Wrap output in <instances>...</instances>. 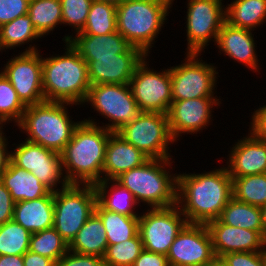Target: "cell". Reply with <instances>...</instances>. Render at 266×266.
Listing matches in <instances>:
<instances>
[{
    "label": "cell",
    "mask_w": 266,
    "mask_h": 266,
    "mask_svg": "<svg viewBox=\"0 0 266 266\" xmlns=\"http://www.w3.org/2000/svg\"><path fill=\"white\" fill-rule=\"evenodd\" d=\"M41 37L29 15L25 14L0 26V52L22 47L21 45L29 44L28 42L33 43Z\"/></svg>",
    "instance_id": "4dcf8cb0"
},
{
    "label": "cell",
    "mask_w": 266,
    "mask_h": 266,
    "mask_svg": "<svg viewBox=\"0 0 266 266\" xmlns=\"http://www.w3.org/2000/svg\"><path fill=\"white\" fill-rule=\"evenodd\" d=\"M94 120H81L61 153L63 173L69 184L95 185L102 180L105 148L113 132Z\"/></svg>",
    "instance_id": "7a4b0ae2"
},
{
    "label": "cell",
    "mask_w": 266,
    "mask_h": 266,
    "mask_svg": "<svg viewBox=\"0 0 266 266\" xmlns=\"http://www.w3.org/2000/svg\"><path fill=\"white\" fill-rule=\"evenodd\" d=\"M174 0H125L117 5V31L149 56ZM170 8V9H169Z\"/></svg>",
    "instance_id": "8992f818"
},
{
    "label": "cell",
    "mask_w": 266,
    "mask_h": 266,
    "mask_svg": "<svg viewBox=\"0 0 266 266\" xmlns=\"http://www.w3.org/2000/svg\"><path fill=\"white\" fill-rule=\"evenodd\" d=\"M0 180L15 203L38 199L51 192L33 173L15 166L12 162L0 174Z\"/></svg>",
    "instance_id": "d4e9b609"
},
{
    "label": "cell",
    "mask_w": 266,
    "mask_h": 266,
    "mask_svg": "<svg viewBox=\"0 0 266 266\" xmlns=\"http://www.w3.org/2000/svg\"><path fill=\"white\" fill-rule=\"evenodd\" d=\"M231 198L232 178L227 167L177 174V205L189 224L219 219Z\"/></svg>",
    "instance_id": "6da1fadb"
},
{
    "label": "cell",
    "mask_w": 266,
    "mask_h": 266,
    "mask_svg": "<svg viewBox=\"0 0 266 266\" xmlns=\"http://www.w3.org/2000/svg\"><path fill=\"white\" fill-rule=\"evenodd\" d=\"M14 206L11 194L0 180V225L13 219Z\"/></svg>",
    "instance_id": "7bdbcfd3"
},
{
    "label": "cell",
    "mask_w": 266,
    "mask_h": 266,
    "mask_svg": "<svg viewBox=\"0 0 266 266\" xmlns=\"http://www.w3.org/2000/svg\"><path fill=\"white\" fill-rule=\"evenodd\" d=\"M216 257L230 252H264L266 242L258 231L233 227L220 219L206 224Z\"/></svg>",
    "instance_id": "ac0fdd59"
},
{
    "label": "cell",
    "mask_w": 266,
    "mask_h": 266,
    "mask_svg": "<svg viewBox=\"0 0 266 266\" xmlns=\"http://www.w3.org/2000/svg\"><path fill=\"white\" fill-rule=\"evenodd\" d=\"M232 178V197L240 202L266 205V173Z\"/></svg>",
    "instance_id": "836d02e7"
},
{
    "label": "cell",
    "mask_w": 266,
    "mask_h": 266,
    "mask_svg": "<svg viewBox=\"0 0 266 266\" xmlns=\"http://www.w3.org/2000/svg\"><path fill=\"white\" fill-rule=\"evenodd\" d=\"M125 141L141 150L150 159H170L172 137L167 114L141 112L117 132ZM170 145V146H168Z\"/></svg>",
    "instance_id": "ba28073f"
},
{
    "label": "cell",
    "mask_w": 266,
    "mask_h": 266,
    "mask_svg": "<svg viewBox=\"0 0 266 266\" xmlns=\"http://www.w3.org/2000/svg\"><path fill=\"white\" fill-rule=\"evenodd\" d=\"M69 250V245L54 229L31 234L29 251L52 259L55 263Z\"/></svg>",
    "instance_id": "e575fe53"
},
{
    "label": "cell",
    "mask_w": 266,
    "mask_h": 266,
    "mask_svg": "<svg viewBox=\"0 0 266 266\" xmlns=\"http://www.w3.org/2000/svg\"><path fill=\"white\" fill-rule=\"evenodd\" d=\"M200 55L187 53L184 63L170 67L172 101L214 97L219 72L214 64L198 58Z\"/></svg>",
    "instance_id": "30bf717a"
},
{
    "label": "cell",
    "mask_w": 266,
    "mask_h": 266,
    "mask_svg": "<svg viewBox=\"0 0 266 266\" xmlns=\"http://www.w3.org/2000/svg\"><path fill=\"white\" fill-rule=\"evenodd\" d=\"M98 1H104V2H108V3H112V4L117 6L121 3H123L125 0H98Z\"/></svg>",
    "instance_id": "816d5d0a"
},
{
    "label": "cell",
    "mask_w": 266,
    "mask_h": 266,
    "mask_svg": "<svg viewBox=\"0 0 266 266\" xmlns=\"http://www.w3.org/2000/svg\"><path fill=\"white\" fill-rule=\"evenodd\" d=\"M250 128L258 138L266 141V105L256 109L251 115Z\"/></svg>",
    "instance_id": "ee69618b"
},
{
    "label": "cell",
    "mask_w": 266,
    "mask_h": 266,
    "mask_svg": "<svg viewBox=\"0 0 266 266\" xmlns=\"http://www.w3.org/2000/svg\"><path fill=\"white\" fill-rule=\"evenodd\" d=\"M142 250L143 243L139 233L130 240L108 245L103 257L105 266H132Z\"/></svg>",
    "instance_id": "74e56055"
},
{
    "label": "cell",
    "mask_w": 266,
    "mask_h": 266,
    "mask_svg": "<svg viewBox=\"0 0 266 266\" xmlns=\"http://www.w3.org/2000/svg\"><path fill=\"white\" fill-rule=\"evenodd\" d=\"M65 43L60 56L42 57V87L45 101L83 106L89 93L90 81L85 60Z\"/></svg>",
    "instance_id": "3957f363"
},
{
    "label": "cell",
    "mask_w": 266,
    "mask_h": 266,
    "mask_svg": "<svg viewBox=\"0 0 266 266\" xmlns=\"http://www.w3.org/2000/svg\"><path fill=\"white\" fill-rule=\"evenodd\" d=\"M56 266H105L104 259L93 255H84L68 250Z\"/></svg>",
    "instance_id": "b9f144b4"
},
{
    "label": "cell",
    "mask_w": 266,
    "mask_h": 266,
    "mask_svg": "<svg viewBox=\"0 0 266 266\" xmlns=\"http://www.w3.org/2000/svg\"><path fill=\"white\" fill-rule=\"evenodd\" d=\"M170 266H202L216 256L206 224H187L166 255Z\"/></svg>",
    "instance_id": "2e32d148"
},
{
    "label": "cell",
    "mask_w": 266,
    "mask_h": 266,
    "mask_svg": "<svg viewBox=\"0 0 266 266\" xmlns=\"http://www.w3.org/2000/svg\"><path fill=\"white\" fill-rule=\"evenodd\" d=\"M221 259L226 266H266L264 252H230Z\"/></svg>",
    "instance_id": "ab89813d"
},
{
    "label": "cell",
    "mask_w": 266,
    "mask_h": 266,
    "mask_svg": "<svg viewBox=\"0 0 266 266\" xmlns=\"http://www.w3.org/2000/svg\"><path fill=\"white\" fill-rule=\"evenodd\" d=\"M225 7L226 22L232 26L249 29L266 23V0H234Z\"/></svg>",
    "instance_id": "83f0119b"
},
{
    "label": "cell",
    "mask_w": 266,
    "mask_h": 266,
    "mask_svg": "<svg viewBox=\"0 0 266 266\" xmlns=\"http://www.w3.org/2000/svg\"><path fill=\"white\" fill-rule=\"evenodd\" d=\"M148 57L136 66L130 80L133 97L141 112L168 114L172 104L170 67L162 72L150 69Z\"/></svg>",
    "instance_id": "5bb4252c"
},
{
    "label": "cell",
    "mask_w": 266,
    "mask_h": 266,
    "mask_svg": "<svg viewBox=\"0 0 266 266\" xmlns=\"http://www.w3.org/2000/svg\"><path fill=\"white\" fill-rule=\"evenodd\" d=\"M13 220L31 234L54 226V192L47 196L16 202Z\"/></svg>",
    "instance_id": "cb8c5ba5"
},
{
    "label": "cell",
    "mask_w": 266,
    "mask_h": 266,
    "mask_svg": "<svg viewBox=\"0 0 266 266\" xmlns=\"http://www.w3.org/2000/svg\"><path fill=\"white\" fill-rule=\"evenodd\" d=\"M107 235L103 222L94 213L77 232L69 244V250L84 255L104 257L107 250Z\"/></svg>",
    "instance_id": "484cf974"
},
{
    "label": "cell",
    "mask_w": 266,
    "mask_h": 266,
    "mask_svg": "<svg viewBox=\"0 0 266 266\" xmlns=\"http://www.w3.org/2000/svg\"><path fill=\"white\" fill-rule=\"evenodd\" d=\"M23 263L24 266H56V263L52 259L29 250L23 255Z\"/></svg>",
    "instance_id": "bcb514c9"
},
{
    "label": "cell",
    "mask_w": 266,
    "mask_h": 266,
    "mask_svg": "<svg viewBox=\"0 0 266 266\" xmlns=\"http://www.w3.org/2000/svg\"><path fill=\"white\" fill-rule=\"evenodd\" d=\"M21 54L8 59L0 70L10 81L25 106L45 101L42 87V55L38 47L29 44Z\"/></svg>",
    "instance_id": "7c38bea8"
},
{
    "label": "cell",
    "mask_w": 266,
    "mask_h": 266,
    "mask_svg": "<svg viewBox=\"0 0 266 266\" xmlns=\"http://www.w3.org/2000/svg\"><path fill=\"white\" fill-rule=\"evenodd\" d=\"M25 109L26 106L18 98L10 81L0 72V119L5 124L14 121V124L17 125Z\"/></svg>",
    "instance_id": "8d00e7d4"
},
{
    "label": "cell",
    "mask_w": 266,
    "mask_h": 266,
    "mask_svg": "<svg viewBox=\"0 0 266 266\" xmlns=\"http://www.w3.org/2000/svg\"><path fill=\"white\" fill-rule=\"evenodd\" d=\"M93 0H60L62 24L74 28V33L83 30Z\"/></svg>",
    "instance_id": "f35d334b"
},
{
    "label": "cell",
    "mask_w": 266,
    "mask_h": 266,
    "mask_svg": "<svg viewBox=\"0 0 266 266\" xmlns=\"http://www.w3.org/2000/svg\"><path fill=\"white\" fill-rule=\"evenodd\" d=\"M96 203L97 193L94 185L68 184L54 192L53 228L68 245L95 213Z\"/></svg>",
    "instance_id": "52a82bcc"
},
{
    "label": "cell",
    "mask_w": 266,
    "mask_h": 266,
    "mask_svg": "<svg viewBox=\"0 0 266 266\" xmlns=\"http://www.w3.org/2000/svg\"><path fill=\"white\" fill-rule=\"evenodd\" d=\"M219 219L224 224L258 231L263 236L261 207L240 202L232 197Z\"/></svg>",
    "instance_id": "f546056e"
},
{
    "label": "cell",
    "mask_w": 266,
    "mask_h": 266,
    "mask_svg": "<svg viewBox=\"0 0 266 266\" xmlns=\"http://www.w3.org/2000/svg\"><path fill=\"white\" fill-rule=\"evenodd\" d=\"M4 135L5 133L2 131L0 133V174L9 166V163L11 162V152L8 151V139Z\"/></svg>",
    "instance_id": "7dc6e473"
},
{
    "label": "cell",
    "mask_w": 266,
    "mask_h": 266,
    "mask_svg": "<svg viewBox=\"0 0 266 266\" xmlns=\"http://www.w3.org/2000/svg\"><path fill=\"white\" fill-rule=\"evenodd\" d=\"M94 186L97 193V202L104 209L130 217H139L140 214L135 211L136 205L139 206V204L133 194L118 182L115 180H101Z\"/></svg>",
    "instance_id": "4316f807"
},
{
    "label": "cell",
    "mask_w": 266,
    "mask_h": 266,
    "mask_svg": "<svg viewBox=\"0 0 266 266\" xmlns=\"http://www.w3.org/2000/svg\"><path fill=\"white\" fill-rule=\"evenodd\" d=\"M170 159H149L142 166L124 172L115 179L128 189L135 200L150 208H165L177 204V174L170 172ZM168 166V167H167Z\"/></svg>",
    "instance_id": "5b68a950"
},
{
    "label": "cell",
    "mask_w": 266,
    "mask_h": 266,
    "mask_svg": "<svg viewBox=\"0 0 266 266\" xmlns=\"http://www.w3.org/2000/svg\"><path fill=\"white\" fill-rule=\"evenodd\" d=\"M202 266H226L221 257H215L210 262L204 263Z\"/></svg>",
    "instance_id": "681fc988"
},
{
    "label": "cell",
    "mask_w": 266,
    "mask_h": 266,
    "mask_svg": "<svg viewBox=\"0 0 266 266\" xmlns=\"http://www.w3.org/2000/svg\"><path fill=\"white\" fill-rule=\"evenodd\" d=\"M69 34L62 41L68 42L82 58L116 57V54L143 53L118 31L104 35Z\"/></svg>",
    "instance_id": "44dd1931"
},
{
    "label": "cell",
    "mask_w": 266,
    "mask_h": 266,
    "mask_svg": "<svg viewBox=\"0 0 266 266\" xmlns=\"http://www.w3.org/2000/svg\"><path fill=\"white\" fill-rule=\"evenodd\" d=\"M187 224L177 204L165 208H148L139 215L143 249L167 255L175 238Z\"/></svg>",
    "instance_id": "4fadbf2b"
},
{
    "label": "cell",
    "mask_w": 266,
    "mask_h": 266,
    "mask_svg": "<svg viewBox=\"0 0 266 266\" xmlns=\"http://www.w3.org/2000/svg\"><path fill=\"white\" fill-rule=\"evenodd\" d=\"M5 126V123L0 119V133L3 131L2 129H4L3 127Z\"/></svg>",
    "instance_id": "f5cc1de1"
},
{
    "label": "cell",
    "mask_w": 266,
    "mask_h": 266,
    "mask_svg": "<svg viewBox=\"0 0 266 266\" xmlns=\"http://www.w3.org/2000/svg\"><path fill=\"white\" fill-rule=\"evenodd\" d=\"M144 53L116 54V57L83 58L88 65L91 86L96 84H129Z\"/></svg>",
    "instance_id": "d6986e66"
},
{
    "label": "cell",
    "mask_w": 266,
    "mask_h": 266,
    "mask_svg": "<svg viewBox=\"0 0 266 266\" xmlns=\"http://www.w3.org/2000/svg\"><path fill=\"white\" fill-rule=\"evenodd\" d=\"M95 213L103 222L107 244H119L134 238L139 233V217H130L104 209L98 202Z\"/></svg>",
    "instance_id": "f1b7e54d"
},
{
    "label": "cell",
    "mask_w": 266,
    "mask_h": 266,
    "mask_svg": "<svg viewBox=\"0 0 266 266\" xmlns=\"http://www.w3.org/2000/svg\"><path fill=\"white\" fill-rule=\"evenodd\" d=\"M249 131L229 151L226 165L231 177L266 173V141Z\"/></svg>",
    "instance_id": "ffe728a7"
},
{
    "label": "cell",
    "mask_w": 266,
    "mask_h": 266,
    "mask_svg": "<svg viewBox=\"0 0 266 266\" xmlns=\"http://www.w3.org/2000/svg\"><path fill=\"white\" fill-rule=\"evenodd\" d=\"M30 0H0V26L28 13Z\"/></svg>",
    "instance_id": "60d3db41"
},
{
    "label": "cell",
    "mask_w": 266,
    "mask_h": 266,
    "mask_svg": "<svg viewBox=\"0 0 266 266\" xmlns=\"http://www.w3.org/2000/svg\"><path fill=\"white\" fill-rule=\"evenodd\" d=\"M31 233L13 219L0 225V255H24Z\"/></svg>",
    "instance_id": "d590c367"
},
{
    "label": "cell",
    "mask_w": 266,
    "mask_h": 266,
    "mask_svg": "<svg viewBox=\"0 0 266 266\" xmlns=\"http://www.w3.org/2000/svg\"><path fill=\"white\" fill-rule=\"evenodd\" d=\"M223 0H188L186 15L187 53L205 52L226 21ZM213 38V39H212Z\"/></svg>",
    "instance_id": "8fae6325"
},
{
    "label": "cell",
    "mask_w": 266,
    "mask_h": 266,
    "mask_svg": "<svg viewBox=\"0 0 266 266\" xmlns=\"http://www.w3.org/2000/svg\"><path fill=\"white\" fill-rule=\"evenodd\" d=\"M68 105L74 104L44 101L26 106L17 127L27 135L25 140L61 154L81 122L70 119Z\"/></svg>",
    "instance_id": "277c9868"
},
{
    "label": "cell",
    "mask_w": 266,
    "mask_h": 266,
    "mask_svg": "<svg viewBox=\"0 0 266 266\" xmlns=\"http://www.w3.org/2000/svg\"><path fill=\"white\" fill-rule=\"evenodd\" d=\"M117 31V7L93 0L83 30L76 34L104 35Z\"/></svg>",
    "instance_id": "d6a6232c"
},
{
    "label": "cell",
    "mask_w": 266,
    "mask_h": 266,
    "mask_svg": "<svg viewBox=\"0 0 266 266\" xmlns=\"http://www.w3.org/2000/svg\"><path fill=\"white\" fill-rule=\"evenodd\" d=\"M264 258H265V263H266V248L264 250Z\"/></svg>",
    "instance_id": "db71d44e"
},
{
    "label": "cell",
    "mask_w": 266,
    "mask_h": 266,
    "mask_svg": "<svg viewBox=\"0 0 266 266\" xmlns=\"http://www.w3.org/2000/svg\"><path fill=\"white\" fill-rule=\"evenodd\" d=\"M261 213H262L263 238L266 242V205L261 207Z\"/></svg>",
    "instance_id": "f907efd6"
},
{
    "label": "cell",
    "mask_w": 266,
    "mask_h": 266,
    "mask_svg": "<svg viewBox=\"0 0 266 266\" xmlns=\"http://www.w3.org/2000/svg\"><path fill=\"white\" fill-rule=\"evenodd\" d=\"M0 266H24L23 255H0Z\"/></svg>",
    "instance_id": "c3c4849f"
},
{
    "label": "cell",
    "mask_w": 266,
    "mask_h": 266,
    "mask_svg": "<svg viewBox=\"0 0 266 266\" xmlns=\"http://www.w3.org/2000/svg\"><path fill=\"white\" fill-rule=\"evenodd\" d=\"M217 98L216 95L215 97L172 101L167 115L170 132L176 142L182 134H197L210 125L209 123L213 120V107L221 104L219 101L221 99Z\"/></svg>",
    "instance_id": "e0dca14e"
},
{
    "label": "cell",
    "mask_w": 266,
    "mask_h": 266,
    "mask_svg": "<svg viewBox=\"0 0 266 266\" xmlns=\"http://www.w3.org/2000/svg\"><path fill=\"white\" fill-rule=\"evenodd\" d=\"M13 145L15 148L11 150V162L33 173L51 192L58 191L59 184L61 188L69 184L63 173L61 154L25 139Z\"/></svg>",
    "instance_id": "9a60e30c"
},
{
    "label": "cell",
    "mask_w": 266,
    "mask_h": 266,
    "mask_svg": "<svg viewBox=\"0 0 266 266\" xmlns=\"http://www.w3.org/2000/svg\"><path fill=\"white\" fill-rule=\"evenodd\" d=\"M252 30L235 27L226 21L222 25L215 45L221 52L235 62L244 64L253 72H260V63L258 64V55L256 54L257 44L254 40Z\"/></svg>",
    "instance_id": "7402d4cb"
},
{
    "label": "cell",
    "mask_w": 266,
    "mask_h": 266,
    "mask_svg": "<svg viewBox=\"0 0 266 266\" xmlns=\"http://www.w3.org/2000/svg\"><path fill=\"white\" fill-rule=\"evenodd\" d=\"M149 159L141 150L113 132L105 148L102 180H115L124 172L142 166Z\"/></svg>",
    "instance_id": "603a6c76"
},
{
    "label": "cell",
    "mask_w": 266,
    "mask_h": 266,
    "mask_svg": "<svg viewBox=\"0 0 266 266\" xmlns=\"http://www.w3.org/2000/svg\"><path fill=\"white\" fill-rule=\"evenodd\" d=\"M27 14L42 38L62 25L60 0H30Z\"/></svg>",
    "instance_id": "1f68e13d"
},
{
    "label": "cell",
    "mask_w": 266,
    "mask_h": 266,
    "mask_svg": "<svg viewBox=\"0 0 266 266\" xmlns=\"http://www.w3.org/2000/svg\"><path fill=\"white\" fill-rule=\"evenodd\" d=\"M85 103L90 104L101 117L108 119L109 123H102L101 127L111 132H117L141 113L129 84L90 86Z\"/></svg>",
    "instance_id": "9c48e42d"
},
{
    "label": "cell",
    "mask_w": 266,
    "mask_h": 266,
    "mask_svg": "<svg viewBox=\"0 0 266 266\" xmlns=\"http://www.w3.org/2000/svg\"><path fill=\"white\" fill-rule=\"evenodd\" d=\"M132 266H170L166 255L143 249Z\"/></svg>",
    "instance_id": "f6af8a7d"
}]
</instances>
